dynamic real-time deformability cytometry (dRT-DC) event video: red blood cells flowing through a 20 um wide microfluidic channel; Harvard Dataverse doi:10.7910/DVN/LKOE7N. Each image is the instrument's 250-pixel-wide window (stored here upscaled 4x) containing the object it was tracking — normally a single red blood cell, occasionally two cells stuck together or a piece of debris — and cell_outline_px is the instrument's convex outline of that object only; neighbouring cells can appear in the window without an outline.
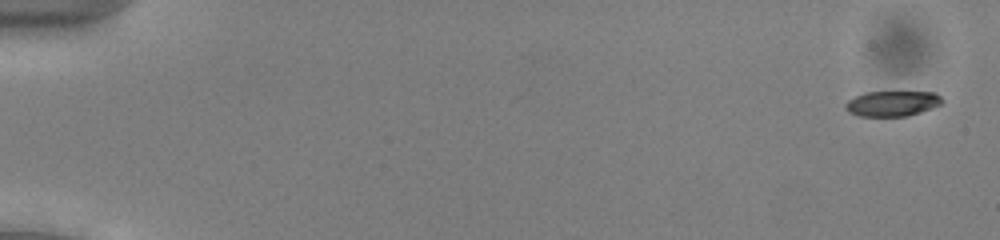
{"species": "common noctule bat (a hibernating species)", "species_latin": "Nyctalus noctula", "temperature_condition": "cold", "stored_images_in_passage": 18, "camera_frame_rate_fps": 3000, "um_per_image_px": 0.085, "animal": {"sex": "male", "body_mass_g": 13.0, "forearm_length_mm": 53.1}, "frame": {"image": 1, "passage_image": 2, "time_ms": 0.333, "image_size_px": [1000, 240], "cell_outline_px": [[944, 100], [940, 104], [932, 108], [908, 116], [860, 116], [848, 112], [844, 108], [844, 104], [848, 100], [864, 92], [936, 92]], "centroid_in_image_um": [75.83, 8.8], "position_along_channel_um": 9.2, "area_um2": 14.33}}
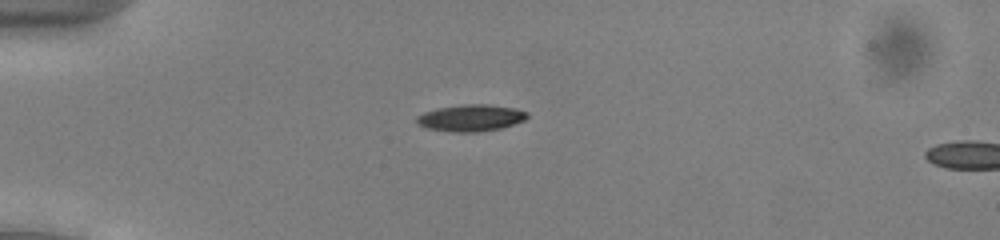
{"frame": {"image": 2, "passage_image": 15, "time_ms": 4.667, "image_size_px": [1000, 240], "cell_outline_px": [[528, 116], [524, 120], [500, 128], [476, 132], [456, 132], [428, 128], [416, 124], [416, 116], [424, 112], [436, 108], [464, 104], [488, 104], [516, 108], [528, 112]], "centroid_in_image_um": [40.0, 10.01], "position_along_channel_um": 45.0, "area_um2": 17.17}}